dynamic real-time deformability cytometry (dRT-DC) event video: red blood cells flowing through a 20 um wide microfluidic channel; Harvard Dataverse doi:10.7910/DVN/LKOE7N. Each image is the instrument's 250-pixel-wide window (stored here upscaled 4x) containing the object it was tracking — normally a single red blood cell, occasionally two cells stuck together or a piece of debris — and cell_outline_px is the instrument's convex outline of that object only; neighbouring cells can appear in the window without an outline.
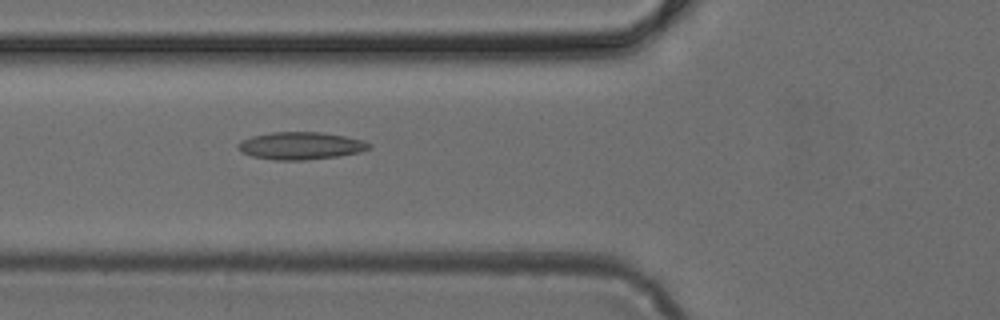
{"species": "common noctule bat (a hibernating species)", "species_latin": "Nyctalus noctula", "temperature_condition": "cold", "stored_images_in_passage": 31, "camera_frame_rate_fps": 3000, "um_per_image_px": 0.085, "animal": {"sex": "female", "body_mass_g": 24.6, "forearm_length_mm": 56.2}, "frame": {"image": 1, "passage_image": 3, "time_ms": 0.667, "image_size_px": [1000, 320], "cell_outline_px": [[372, 148], [360, 152], [340, 156], [304, 160], [276, 160], [252, 156], [240, 152], [236, 148], [236, 144], [240, 140], [252, 136], [272, 132], [320, 132], [344, 136], [364, 140], [372, 144]], "centroid_in_image_um": [25.55, 12.39], "position_along_channel_um": 100.2, "area_um2": 21.21}}
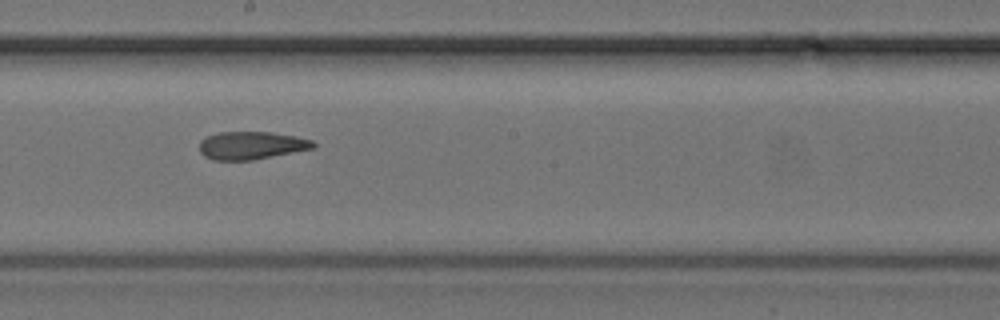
{"frame": {"image": 2, "passage_image": 12, "time_ms": 3.667, "image_size_px": [1000, 320], "cell_outline_px": [[316, 148], [252, 160], [212, 160], [204, 156], [200, 152], [200, 140], [208, 136], [220, 132], [272, 132], [296, 136], [312, 140], [316, 144]], "centroid_in_image_um": [21.39, 12.36], "position_along_channel_um": 226.8, "area_um2": 18.55}}
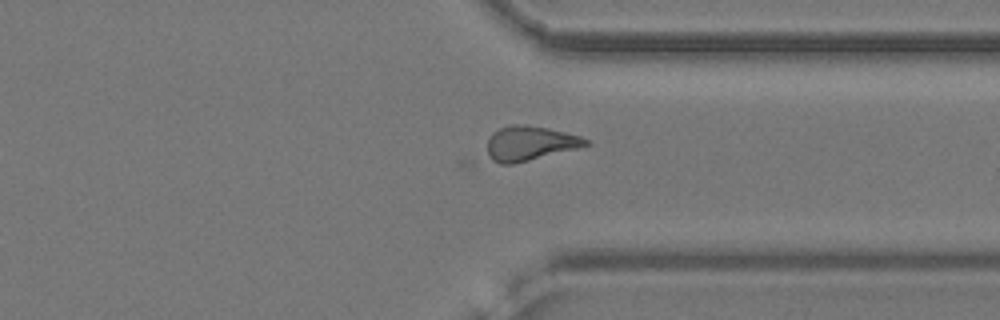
{"frame": {"image": 3, "passage_image": 22, "time_ms": 7.0, "image_size_px": [1000, 320], "cell_outline_px": [[588, 144], [576, 148], [512, 164], [500, 164], [492, 160], [488, 156], [488, 140], [492, 132], [508, 124], [524, 124], [548, 128], [580, 136], [588, 140]], "centroid_in_image_um": [44.98, 12.16], "position_along_channel_um": 366.4, "area_um2": 19.54}}